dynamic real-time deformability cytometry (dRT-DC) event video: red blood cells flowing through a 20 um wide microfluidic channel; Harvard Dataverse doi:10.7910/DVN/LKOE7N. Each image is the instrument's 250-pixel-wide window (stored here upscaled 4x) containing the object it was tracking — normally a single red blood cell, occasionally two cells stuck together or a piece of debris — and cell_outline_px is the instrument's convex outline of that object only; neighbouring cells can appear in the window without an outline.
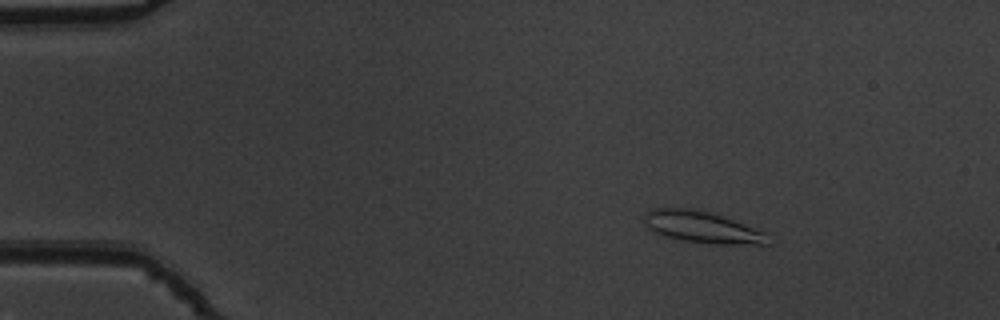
{"species": "common noctule bat (a hibernating species)", "species_latin": "Nyctalus noctula", "temperature_condition": "warm", "stored_images_in_passage": 53, "camera_frame_rate_fps": 3000, "um_per_image_px": 0.085, "animal": {"sex": "male", "body_mass_g": 19.5, "forearm_length_mm": 54.6}, "frame": {"image": 1, "passage_image": 8, "time_ms": 2.333, "image_size_px": [1000, 320], "cell_outline_px": [[776, 240], [768, 244], [716, 244], [680, 240], [652, 232], [648, 228], [644, 220], [644, 216], [652, 208], [696, 208], [712, 212], [768, 232]], "centroid_in_image_um": [59.79, 19.31], "position_along_channel_um": 25.2, "area_um2": 23.35}}
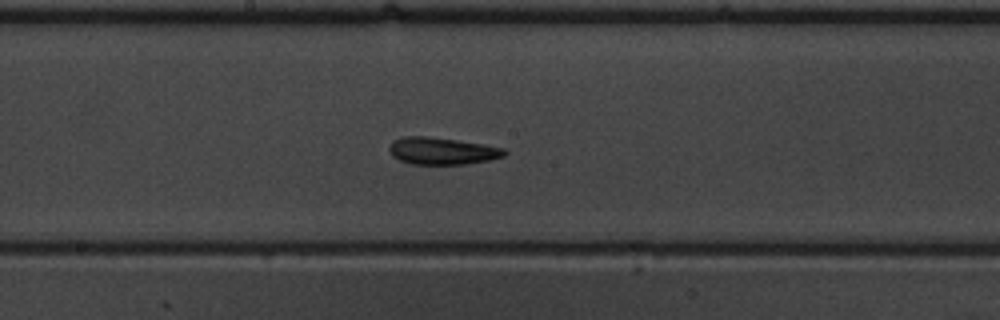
{"frame": {"image": 2, "passage_image": 29, "time_ms": 9.333, "image_size_px": [1000, 320], "cell_outline_px": [[508, 152], [504, 156], [488, 160], [464, 164], [412, 164], [400, 160], [392, 156], [388, 152], [388, 148], [392, 140], [404, 136], [428, 136], [484, 144], [504, 148]], "centroid_in_image_um": [37.54, 12.82], "position_along_channel_um": 210.7, "area_um2": 18.26}}
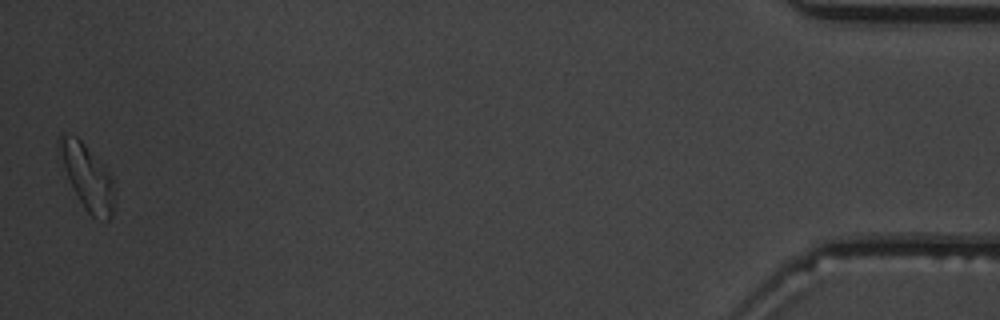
{"frame": {"image": 3, "passage_image": 53, "time_ms": 17.333, "image_size_px": [1000, 320], "cell_outline_px": [[112, 216], [108, 220], [104, 220], [92, 216], [84, 208], [64, 168], [56, 144], [56, 140], [60, 136], [76, 136], [84, 144], [112, 176]], "centroid_in_image_um": [7.4, 15.02], "position_along_channel_um": 427.8, "area_um2": 19.83}, "authors_computed_cell_mechanics": {"area_um2": 18.7272, "velocity_mm_per_s": 3.7946, "shape_relaxation_time_tau1_ms": 5.4727, "shape_relaxation_time_tau2_ms": 3.8688, "deformation_change_tau1": 0.1901, "deformation_change_tau2": 0.1362}}